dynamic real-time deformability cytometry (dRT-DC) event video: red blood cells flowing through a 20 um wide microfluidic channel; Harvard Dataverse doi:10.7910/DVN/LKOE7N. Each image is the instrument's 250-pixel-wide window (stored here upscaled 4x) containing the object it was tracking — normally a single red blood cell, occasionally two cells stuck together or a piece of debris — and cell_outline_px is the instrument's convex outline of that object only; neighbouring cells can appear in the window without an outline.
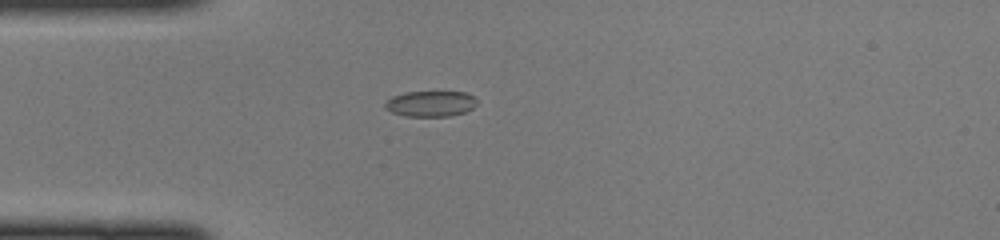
{"species": "common noctule bat (a hibernating species)", "species_latin": "Nyctalus noctula", "temperature_condition": "cold", "stored_images_in_passage": 36, "camera_frame_rate_fps": 3000, "um_per_image_px": 0.085, "animal": {"sex": "female", "body_mass_g": 22.0, "forearm_length_mm": 56.7}, "frame": {"image": 1, "passage_image": 2, "time_ms": 0.333, "image_size_px": [1000, 240], "cell_outline_px": [[476, 104], [472, 108], [464, 112], [448, 116], [404, 116], [392, 112], [384, 108], [384, 104], [392, 96], [404, 92], [464, 92], [476, 96]], "centroid_in_image_um": [36.59, 8.81], "position_along_channel_um": 48.4, "area_um2": 13.76}}
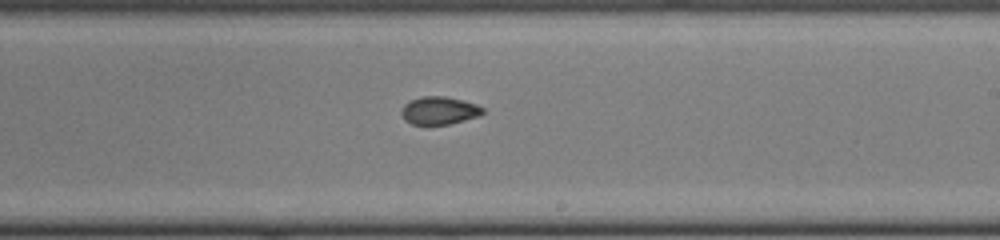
{"frame": {"image": 2, "passage_image": 17, "time_ms": 5.333, "image_size_px": [1000, 240], "cell_outline_px": [[484, 112], [480, 116], [448, 124], [412, 124], [404, 120], [400, 112], [404, 104], [420, 96], [444, 96], [476, 104], [484, 108]], "centroid_in_image_um": [37.32, 9.39], "position_along_channel_um": 251.7, "area_um2": 13.12}}
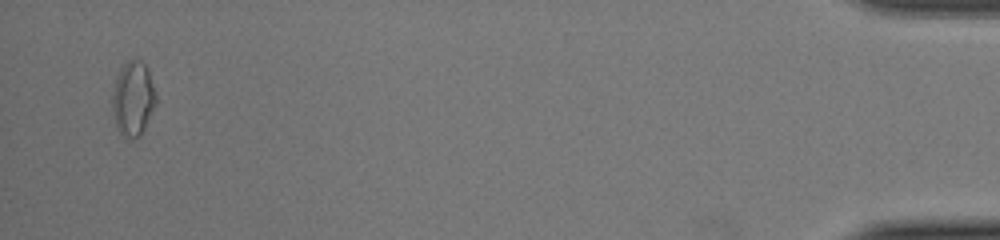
{"frame": {"image": 3, "passage_image": 35, "time_ms": 11.333, "image_size_px": [1000, 240], "cell_outline_px": [[156, 104], [140, 136], [132, 140], [124, 140], [116, 124], [112, 108], [112, 96], [116, 76], [120, 68], [132, 56], [136, 56], [144, 64], [148, 72], [156, 96]], "centroid_in_image_um": [11.29, 8.39], "position_along_channel_um": 423.9, "area_um2": 19.07}}